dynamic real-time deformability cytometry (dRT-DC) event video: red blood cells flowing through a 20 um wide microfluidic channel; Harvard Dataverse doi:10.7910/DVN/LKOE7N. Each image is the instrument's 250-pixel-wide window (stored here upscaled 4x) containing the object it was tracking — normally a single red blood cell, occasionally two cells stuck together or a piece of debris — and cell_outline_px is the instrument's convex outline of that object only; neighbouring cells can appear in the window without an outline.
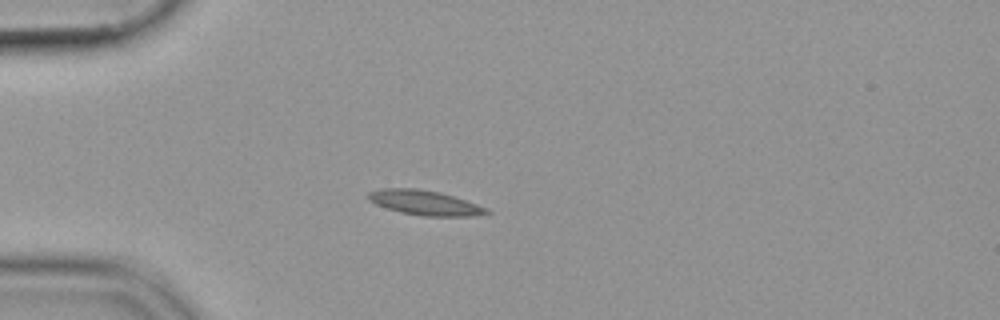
{"species": "common noctule bat (a hibernating species)", "species_latin": "Nyctalus noctula", "temperature_condition": "cold", "stored_images_in_passage": 40, "camera_frame_rate_fps": 3000, "um_per_image_px": 0.085, "animal": {"sex": "female", "body_mass_g": 19.9}, "frame": {"image": 1, "passage_image": 1, "time_ms": 0.0, "image_size_px": [1000, 320], "cell_outline_px": [[492, 212], [472, 216], [424, 216], [400, 212], [376, 204], [368, 200], [368, 192], [380, 188], [416, 188], [440, 192], [488, 208]], "centroid_in_image_um": [36.08, 17.23], "position_along_channel_um": 48.9, "area_um2": 16.94}}
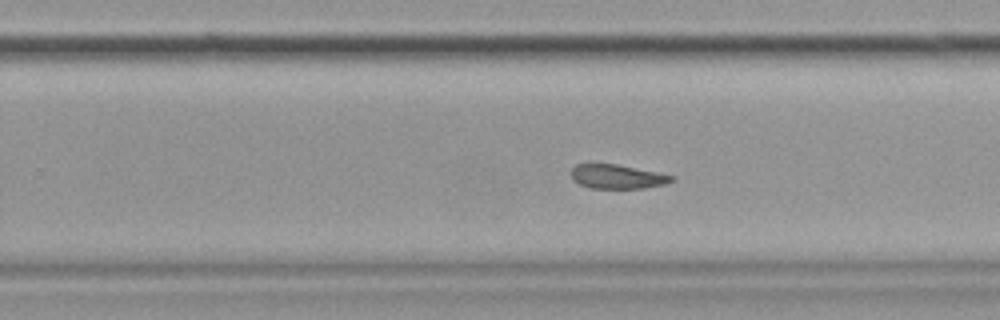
{"frame": {"image": 2, "passage_image": 21, "time_ms": 6.667, "image_size_px": [1000, 320], "cell_outline_px": [[676, 180], [668, 184], [644, 188], [592, 188], [580, 184], [572, 180], [568, 172], [576, 164], [616, 164], [676, 176]], "centroid_in_image_um": [52.48, 15.01], "position_along_channel_um": 277.3, "area_um2": 14.33}}
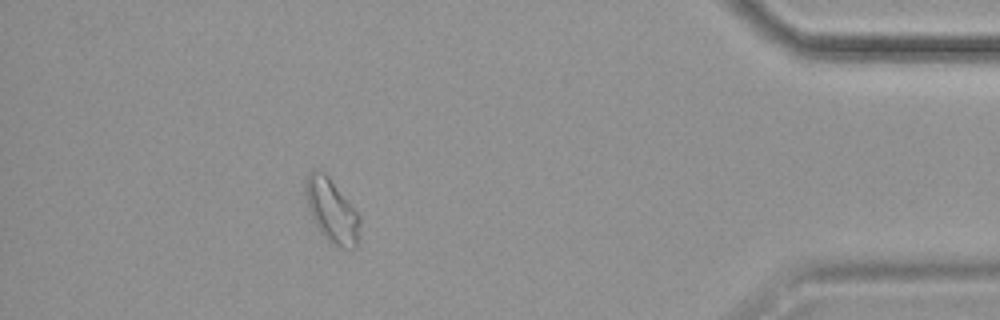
{"frame": {"image": 3, "passage_image": 35, "time_ms": 11.333, "image_size_px": [1000, 320], "cell_outline_px": [[360, 244], [356, 248], [340, 248], [332, 244], [320, 232], [308, 208], [304, 188], [304, 180], [308, 172], [312, 168], [316, 168], [324, 172], [328, 176], [356, 208], [360, 216]], "centroid_in_image_um": [28.22, 17.9], "position_along_channel_um": 407.0, "area_um2": 20.75}}